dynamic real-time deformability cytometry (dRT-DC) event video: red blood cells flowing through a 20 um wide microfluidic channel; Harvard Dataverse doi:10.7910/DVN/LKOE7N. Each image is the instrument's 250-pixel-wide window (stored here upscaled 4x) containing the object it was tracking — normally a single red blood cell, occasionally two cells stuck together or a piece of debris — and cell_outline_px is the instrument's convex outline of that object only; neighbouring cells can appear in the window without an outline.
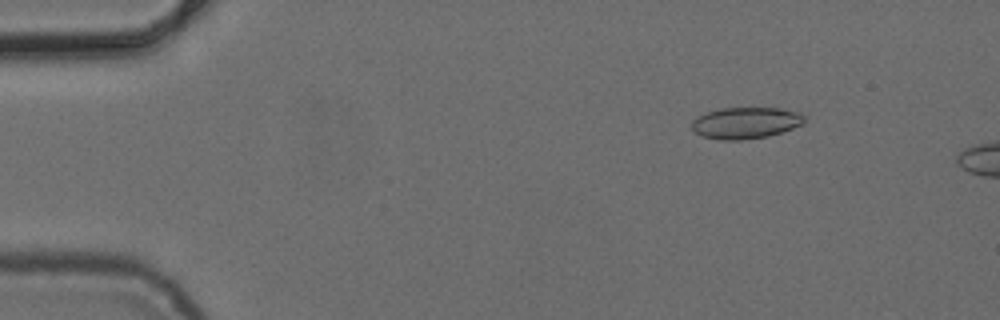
{"species": "common noctule bat (a hibernating species)", "species_latin": "Nyctalus noctula", "temperature_condition": "cold", "stored_images_in_passage": 4, "camera_frame_rate_fps": 3000, "um_per_image_px": 0.085, "animal": {"sex": "female", "body_mass_g": 24.6, "forearm_length_mm": 56.2}, "frame": {"image": 1, "passage_image": 2, "time_ms": 2.0, "image_size_px": [1000, 320], "cell_outline_px": [[804, 124], [768, 136], [740, 140], [720, 140], [704, 136], [696, 132], [692, 128], [692, 120], [708, 112], [720, 108], [780, 108], [800, 112], [804, 116]], "centroid_in_image_um": [63.41, 10.44], "position_along_channel_um": 21.6, "area_um2": 20.46}}